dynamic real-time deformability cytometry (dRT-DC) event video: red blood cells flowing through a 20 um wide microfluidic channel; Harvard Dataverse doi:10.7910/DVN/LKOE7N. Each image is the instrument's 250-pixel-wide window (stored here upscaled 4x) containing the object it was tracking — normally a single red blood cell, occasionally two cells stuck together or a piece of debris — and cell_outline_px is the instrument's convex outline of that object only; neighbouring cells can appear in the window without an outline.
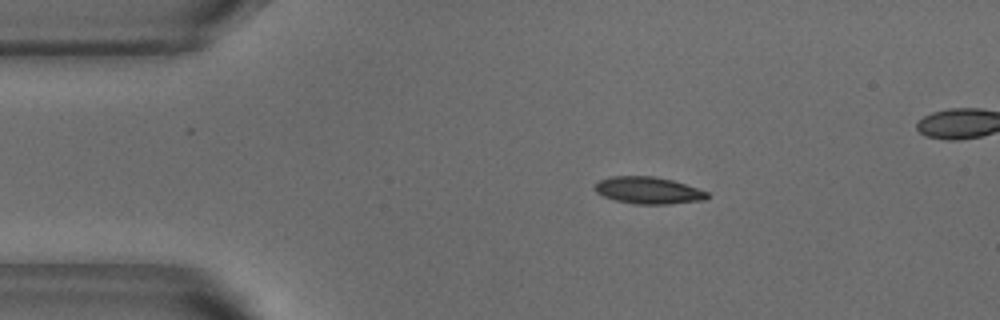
{"species": "common noctule bat (a hibernating species)", "species_latin": "Nyctalus noctula", "temperature_condition": "warm", "stored_images_in_passage": 41, "camera_frame_rate_fps": 3000, "um_per_image_px": 0.085, "animal": {"sex": "male", "body_mass_g": 18.8}, "frame": {"image": 1, "passage_image": 1, "time_ms": 0.0, "image_size_px": [1000, 320], "cell_outline_px": [[708, 196], [704, 200], [668, 204], [636, 204], [616, 200], [604, 196], [596, 192], [596, 184], [600, 180], [612, 176], [652, 176], [672, 180], [708, 192]], "centroid_in_image_um": [55.11, 16.18], "position_along_channel_um": 29.9, "area_um2": 17.34}}
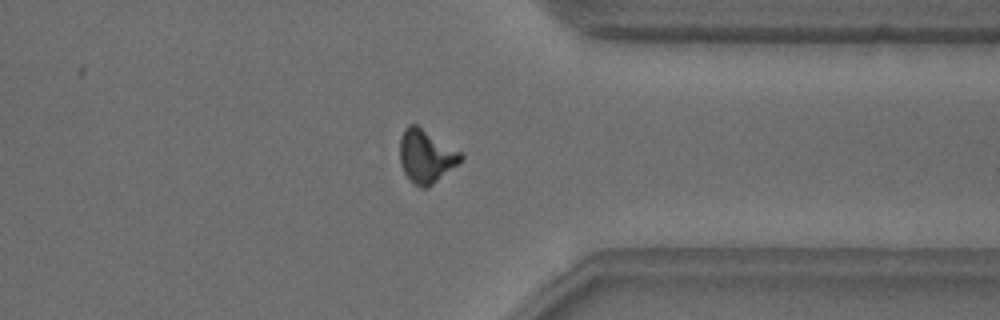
{"frame": {"image": 2, "passage_image": 32, "time_ms": 10.333, "image_size_px": [1000, 320], "cell_outline_px": [[464, 156], [456, 164], [428, 188], [420, 188], [404, 172], [400, 164], [400, 136], [404, 128], [408, 124], [416, 124], [460, 152]], "centroid_in_image_um": [36.17, 13.26], "position_along_channel_um": 375.2, "area_um2": 18.44}}
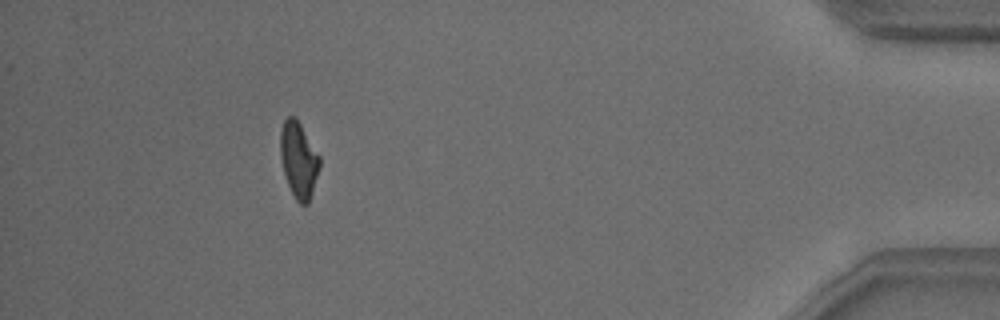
{"frame": {"image": 3, "passage_image": 39, "time_ms": 12.667, "image_size_px": [1000, 320], "cell_outline_px": [[320, 168], [308, 204], [300, 204], [296, 200], [288, 184], [284, 172], [280, 156], [280, 132], [284, 120], [288, 116], [292, 116], [300, 124], [320, 156]], "centroid_in_image_um": [25.39, 13.6], "position_along_channel_um": 409.8, "area_um2": 17.17}, "authors_computed_cell_mechanics": {"area_um2": 17.9758, "velocity_mm_per_s": 3.8171, "shape_relaxation_time_tau1_ms": 5.0805, "shape_relaxation_time_tau2_ms": 1.7975, "deformation_change_tau1": 0.1824, "deformation_change_tau2": 0.0795}}